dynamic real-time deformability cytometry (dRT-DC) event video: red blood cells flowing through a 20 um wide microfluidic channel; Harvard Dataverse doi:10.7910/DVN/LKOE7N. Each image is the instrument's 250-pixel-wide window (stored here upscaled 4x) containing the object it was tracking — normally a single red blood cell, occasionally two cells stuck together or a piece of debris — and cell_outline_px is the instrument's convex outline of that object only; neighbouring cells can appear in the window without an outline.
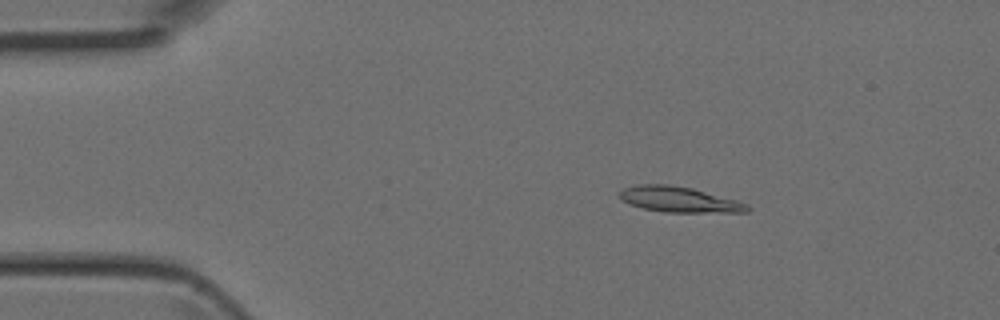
{"species": "Egyptian fruit bat (a non-hibernating species)", "species_latin": "Rousettus aegyptiacus", "temperature_condition": "room temperature", "stored_images_in_passage": 3, "camera_frame_rate_fps": 3000, "um_per_image_px": 0.085, "animal": {"sex": "female"}, "frame": {"image": 1, "passage_image": 2, "time_ms": 0.333, "image_size_px": [1000, 320], "cell_outline_px": [[752, 208], [748, 212], [664, 212], [644, 208], [628, 204], [620, 196], [620, 192], [624, 188], [640, 184], [668, 184], [692, 188], [736, 200], [748, 204]], "centroid_in_image_um": [57.76, 16.96], "position_along_channel_um": 27.2, "area_um2": 18.84}}